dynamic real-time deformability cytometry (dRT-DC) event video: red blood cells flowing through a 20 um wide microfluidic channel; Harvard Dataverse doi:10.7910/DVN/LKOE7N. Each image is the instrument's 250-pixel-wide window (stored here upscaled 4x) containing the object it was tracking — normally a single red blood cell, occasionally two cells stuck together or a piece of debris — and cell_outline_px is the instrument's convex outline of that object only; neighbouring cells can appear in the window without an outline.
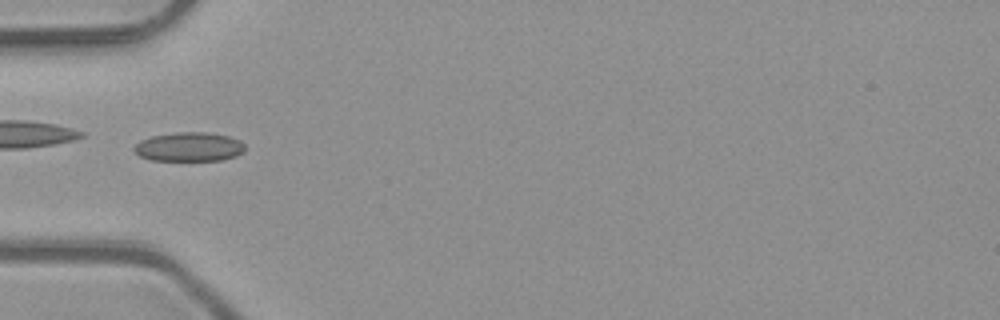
{"species": "common noctule bat (a hibernating species)", "species_latin": "Nyctalus noctula", "temperature_condition": "room temperature", "stored_images_in_passage": 45, "camera_frame_rate_fps": 3000, "um_per_image_px": 0.085, "animal": {"sex": "male", "body_mass_g": 23.1, "forearm_length_mm": 52.7}, "frame": {"image": 1, "passage_image": 12, "time_ms": 3.667, "image_size_px": [1000, 320], "cell_outline_px": [[244, 152], [236, 156], [220, 160], [152, 160], [140, 156], [132, 148], [140, 140], [152, 136], [176, 132], [204, 132], [228, 136], [240, 140], [244, 144]], "centroid_in_image_um": [16.08, 12.48], "position_along_channel_um": 68.9, "area_um2": 18.73}}
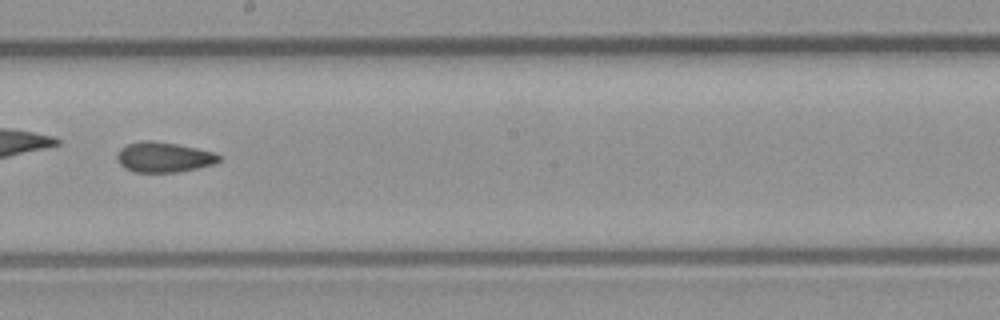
{"frame": {"image": 2, "passage_image": 24, "time_ms": 7.667, "image_size_px": [1000, 320], "cell_outline_px": [[220, 160], [216, 164], [176, 172], [132, 172], [124, 168], [120, 164], [116, 156], [120, 148], [128, 144], [144, 140], [152, 140], [176, 144], [216, 152], [220, 156]], "centroid_in_image_um": [13.92, 13.36], "position_along_channel_um": 234.3, "area_um2": 17.98}}
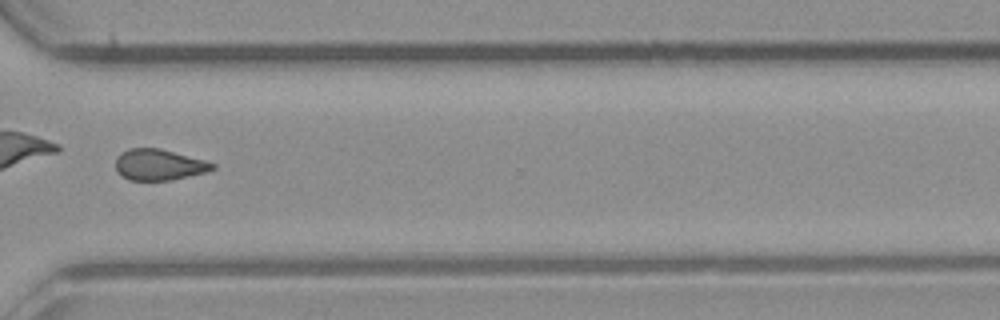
{"frame": {"image": 3, "passage_image": 33, "time_ms": 10.667, "image_size_px": [1000, 320], "cell_outline_px": [[216, 168], [208, 172], [172, 180], [128, 180], [120, 176], [116, 172], [116, 156], [120, 152], [128, 148], [160, 148], [204, 160], [216, 164]], "centroid_in_image_um": [13.49, 14.0], "position_along_channel_um": 357.1, "area_um2": 17.8}, "authors_computed_cell_mechanics": {"area_um2": 18.4382, "velocity_mm_per_s": 4.1032, "shape_relaxation_time_tau1_ms": null, "shape_relaxation_time_tau2_ms": 7.4629, "deformation_change_tau1": null, "deformation_change_tau2": 0.1454}}